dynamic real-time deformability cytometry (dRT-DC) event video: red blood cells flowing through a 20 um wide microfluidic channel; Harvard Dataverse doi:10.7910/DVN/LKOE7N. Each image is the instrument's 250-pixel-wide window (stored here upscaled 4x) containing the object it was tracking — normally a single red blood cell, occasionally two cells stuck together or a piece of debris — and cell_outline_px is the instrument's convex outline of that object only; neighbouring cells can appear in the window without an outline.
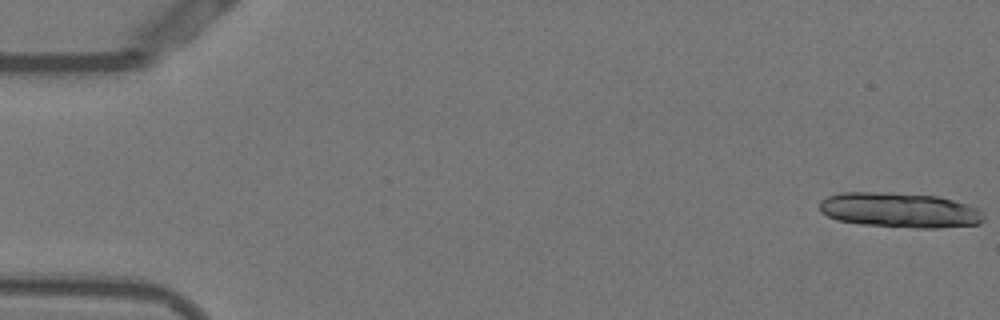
{"species": "Egyptian fruit bat (a non-hibernating species)", "species_latin": "Rousettus aegyptiacus", "temperature_condition": "warm", "stored_images_in_passage": 16, "camera_frame_rate_fps": 3000, "um_per_image_px": 0.085, "animal": {"sex": "female"}, "frame": {"image": 1, "passage_image": 1, "time_ms": 0.0, "image_size_px": [1000, 320], "cell_outline_px": [[984, 220], [980, 224], [936, 228], [916, 228], [860, 224], [836, 220], [820, 212], [820, 200], [828, 196], [840, 192], [892, 192], [936, 196], [952, 200], [980, 208], [984, 216]], "centroid_in_image_um": [76.46, 17.86], "position_along_channel_um": 8.5, "area_um2": 33.76}}